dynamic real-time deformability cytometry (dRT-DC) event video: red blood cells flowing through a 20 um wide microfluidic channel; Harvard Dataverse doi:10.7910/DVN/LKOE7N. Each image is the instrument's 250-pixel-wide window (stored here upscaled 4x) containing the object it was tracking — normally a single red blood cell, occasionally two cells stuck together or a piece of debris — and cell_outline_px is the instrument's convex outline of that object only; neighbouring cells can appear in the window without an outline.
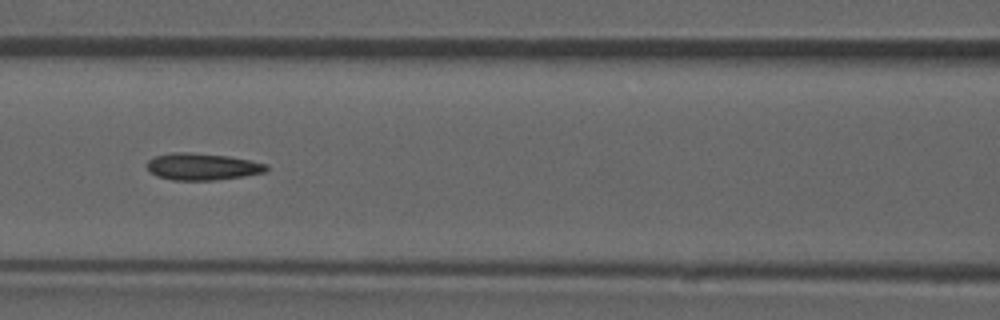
{"species": "common noctule bat (a hibernating species)", "species_latin": "Nyctalus noctula", "temperature_condition": "room temperature", "stored_images_in_passage": 52, "camera_frame_rate_fps": 3000, "um_per_image_px": 0.085, "animal": {"sex": "male", "forearm_length_mm": 52.5}, "frame": {"image": 1, "passage_image": 23, "time_ms": 7.333, "image_size_px": [1000, 320], "cell_outline_px": [[268, 168], [264, 172], [244, 176], [216, 180], [172, 180], [156, 176], [144, 164], [152, 156], [172, 152], [188, 152], [228, 156], [268, 164]], "centroid_in_image_um": [17.15, 14.16], "position_along_channel_um": 149.5, "area_um2": 18.79}, "authors_computed_cell_mechanics": {"area_um2": 18.207, "velocity_mm_per_s": 3.908, "shape_relaxation_time_tau1_ms": null, "shape_relaxation_time_tau2_ms": 4.9062, "deformation_change_tau1": null, "deformation_change_tau2": 0.1251}}